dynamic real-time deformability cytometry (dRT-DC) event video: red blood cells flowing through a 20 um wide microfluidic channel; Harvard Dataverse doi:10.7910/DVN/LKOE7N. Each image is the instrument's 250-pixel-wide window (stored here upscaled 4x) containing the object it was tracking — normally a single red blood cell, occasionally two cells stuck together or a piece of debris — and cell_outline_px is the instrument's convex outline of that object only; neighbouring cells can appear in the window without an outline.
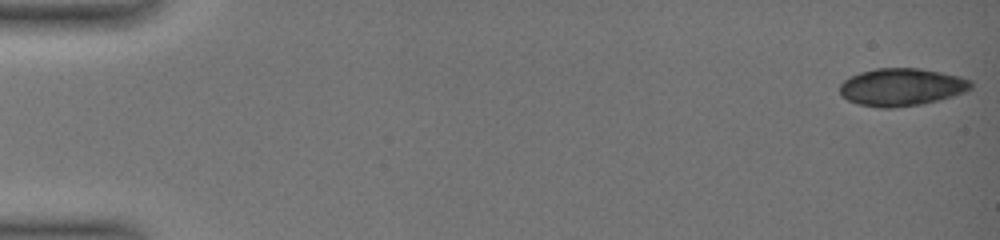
{"species": "common noctule bat (a hibernating species)", "species_latin": "Nyctalus noctula", "temperature_condition": "warm", "stored_images_in_passage": 49, "segment_of_instrument_passage": [1, 2], "camera_frame_rate_fps": 3000, "um_per_image_px": 0.085, "animal": {"sex": "female", "body_mass_g": 19.0, "forearm_length_mm": 51.5}, "frame": {"image": 1, "passage_image": 1, "time_ms": 0.0, "image_size_px": [1000, 240], "cell_outline_px": [[972, 88], [964, 92], [940, 100], [924, 104], [892, 108], [880, 108], [860, 104], [848, 100], [840, 96], [840, 84], [844, 80], [860, 72], [876, 68], [920, 68], [960, 76], [972, 80]], "centroid_in_image_um": [76.65, 7.4], "position_along_channel_um": 8.4, "area_um2": 28.9}}
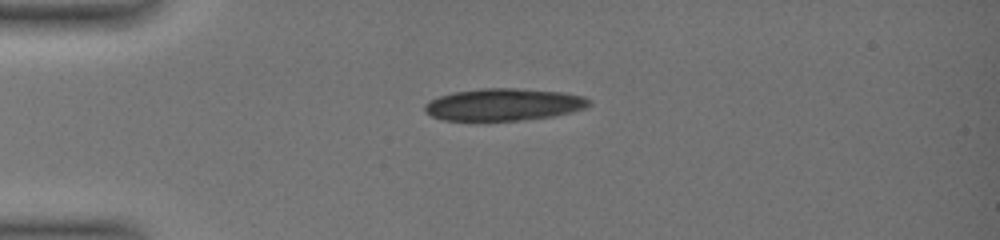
{"frame": {"image": 2, "passage_image": 14, "time_ms": 4.333, "image_size_px": [1000, 240], "cell_outline_px": [[592, 104], [584, 108], [572, 112], [552, 116], [520, 120], [444, 120], [432, 116], [424, 112], [424, 104], [428, 100], [452, 92], [480, 88], [516, 88], [564, 92], [584, 96], [592, 100]], "centroid_in_image_um": [42.82, 8.87], "position_along_channel_um": 42.2, "area_um2": 30.98}}